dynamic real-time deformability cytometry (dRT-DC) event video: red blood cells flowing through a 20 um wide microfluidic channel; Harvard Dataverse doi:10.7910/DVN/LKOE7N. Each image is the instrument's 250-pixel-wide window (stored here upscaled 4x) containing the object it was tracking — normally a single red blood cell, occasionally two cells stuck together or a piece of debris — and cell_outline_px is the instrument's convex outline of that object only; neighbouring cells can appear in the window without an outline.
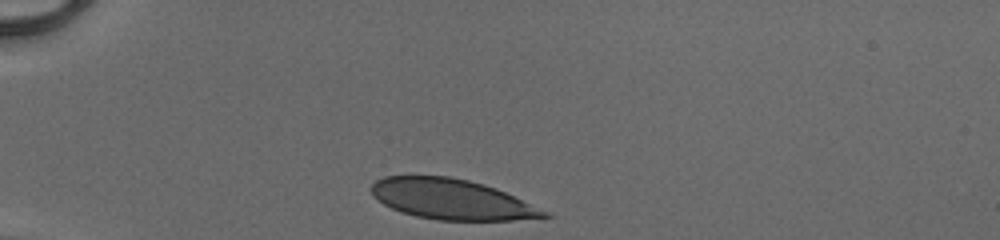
{"species": "human", "species_latin": "Homo sapiens", "temperature_condition": "cold", "stored_images_in_passage": 30, "camera_frame_rate_fps": 3000, "um_per_image_px": 0.085, "donor": {"sex": "male"}, "frame": {"image": 1, "passage_image": 1, "time_ms": 0.0, "image_size_px": [1000, 240], "cell_outline_px": [[552, 216], [512, 220], [436, 220], [416, 216], [392, 208], [384, 204], [372, 192], [372, 184], [376, 180], [384, 176], [452, 176], [484, 184], [496, 188], [548, 212]], "centroid_in_image_um": [38.39, 16.93], "position_along_channel_um": 46.6, "area_um2": 40.06}}
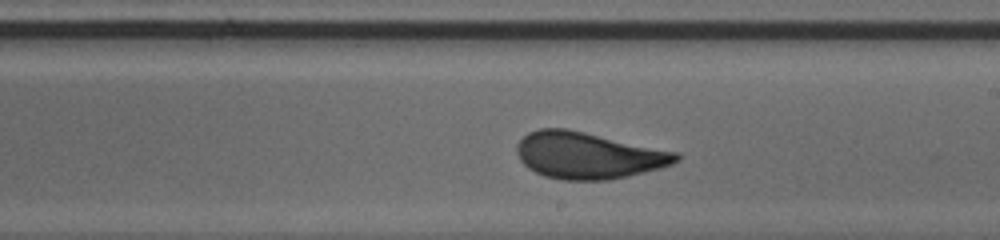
{"frame": {"image": 2, "passage_image": 18, "time_ms": 5.667, "image_size_px": [1000, 240], "cell_outline_px": [[680, 160], [672, 164], [660, 168], [628, 176], [608, 180], [564, 180], [544, 176], [528, 168], [520, 160], [516, 152], [516, 144], [528, 132], [540, 128], [568, 128], [680, 152]], "centroid_in_image_um": [50.01, 13.2], "position_along_channel_um": 239.0, "area_um2": 43.64}}
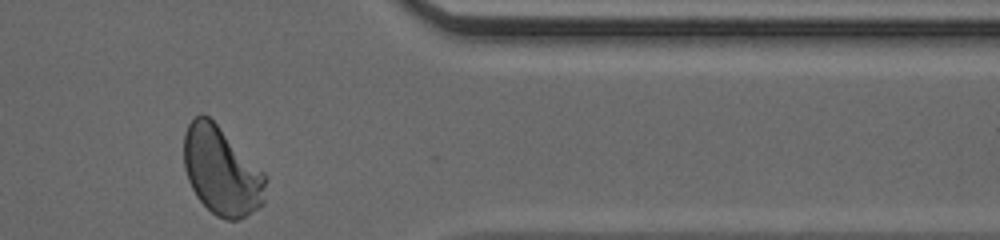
{"frame": {"image": 3, "passage_image": 30, "time_ms": 9.667, "image_size_px": [1000, 240], "cell_outline_px": [[268, 180], [264, 204], [244, 216], [236, 220], [228, 220], [216, 216], [196, 196], [188, 180], [184, 168], [184, 132], [188, 124], [200, 112], [208, 116], [268, 176]], "centroid_in_image_um": [18.84, 14.54], "position_along_channel_um": 392.6, "area_um2": 41.96}, "authors_computed_cell_mechanics": {"area_um2": 42.7142, "velocity_mm_per_s": 4.1098, "shape_relaxation_time_tau1_ms": 4.9309, "shape_relaxation_time_tau2_ms": null, "deformation_change_tau1": 0.1692, "deformation_change_tau2": null}}